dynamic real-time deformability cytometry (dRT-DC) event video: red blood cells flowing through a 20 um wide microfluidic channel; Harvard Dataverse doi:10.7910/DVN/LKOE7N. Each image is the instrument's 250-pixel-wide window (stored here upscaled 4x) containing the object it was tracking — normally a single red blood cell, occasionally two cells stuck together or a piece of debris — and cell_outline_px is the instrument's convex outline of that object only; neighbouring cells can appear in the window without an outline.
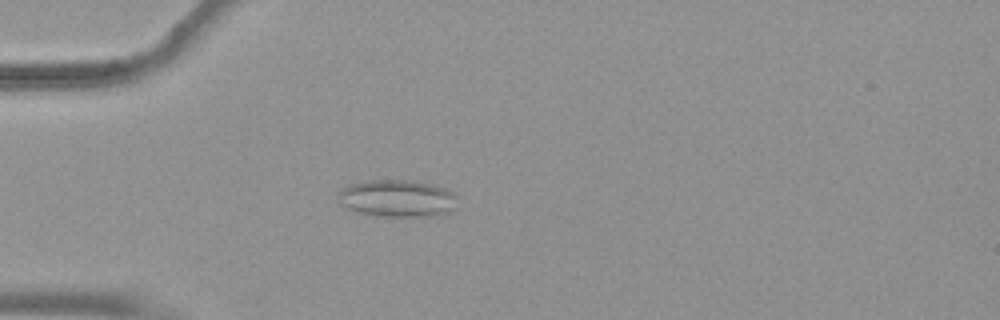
{"species": "common noctule bat (a hibernating species)", "species_latin": "Nyctalus noctula", "temperature_condition": "warm", "stored_images_in_passage": 40, "camera_frame_rate_fps": 3000, "um_per_image_px": 0.085, "animal": {"sex": "female", "body_mass_g": 19.9}, "frame": {"image": 1, "passage_image": 1, "time_ms": 0.0, "image_size_px": [1000, 320], "cell_outline_px": [[456, 208], [448, 212], [428, 216], [376, 216], [356, 212], [340, 204], [336, 196], [348, 184], [368, 180], [408, 180], [436, 184], [452, 192], [456, 196]], "centroid_in_image_um": [33.75, 16.85], "position_along_channel_um": 51.2, "area_um2": 26.01}}
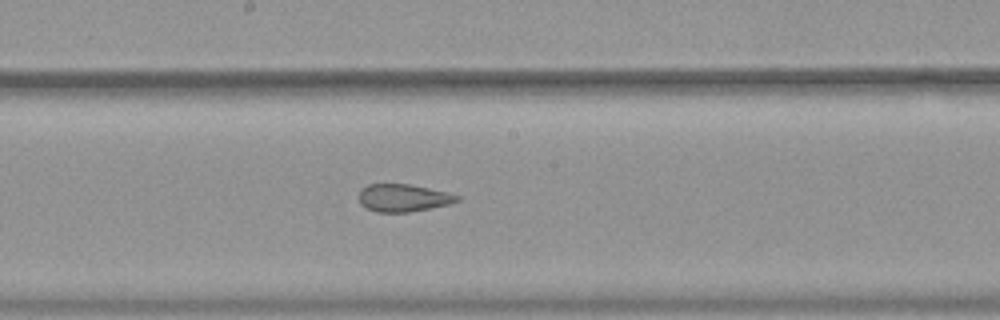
{"frame": {"image": 2, "passage_image": 15, "time_ms": 4.667, "image_size_px": [1000, 320], "cell_outline_px": [[460, 200], [448, 204], [408, 212], [376, 212], [360, 204], [356, 196], [360, 188], [368, 184], [408, 184], [448, 192], [460, 196]], "centroid_in_image_um": [34.21, 16.81], "position_along_channel_um": 214.0, "area_um2": 15.84}}
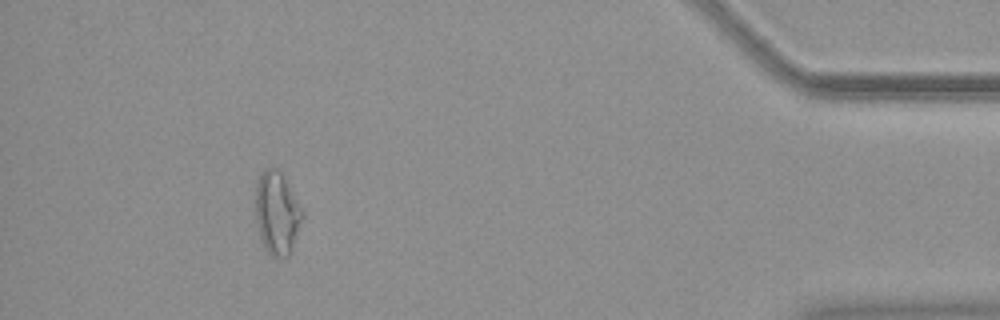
{"frame": {"image": 3, "passage_image": 35, "time_ms": 11.333, "image_size_px": [1000, 320], "cell_outline_px": [[304, 216], [292, 248], [288, 256], [272, 256], [268, 252], [260, 240], [256, 224], [256, 184], [264, 168], [276, 168], [280, 172], [304, 212]], "centroid_in_image_um": [23.53, 18.13], "position_along_channel_um": 411.7, "area_um2": 22.31}, "authors_computed_cell_mechanics": {"area_um2": 17.5712, "velocity_mm_per_s": 3.7721, "shape_relaxation_time_tau1_ms": null, "shape_relaxation_time_tau2_ms": 1.753, "deformation_change_tau1": null, "deformation_change_tau2": 0.1091}}